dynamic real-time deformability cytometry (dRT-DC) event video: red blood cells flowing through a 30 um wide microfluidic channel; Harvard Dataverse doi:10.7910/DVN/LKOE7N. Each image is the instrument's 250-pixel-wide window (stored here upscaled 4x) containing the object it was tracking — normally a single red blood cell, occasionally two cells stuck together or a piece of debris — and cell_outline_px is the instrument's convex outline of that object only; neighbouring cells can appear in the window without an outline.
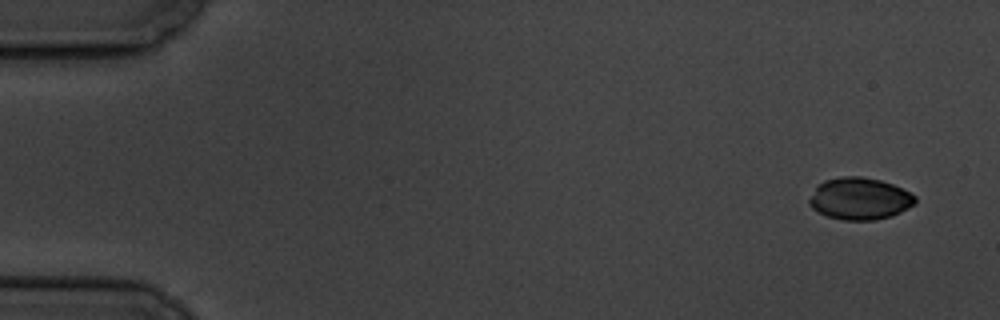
{"species": "common noctule bat (a hibernating species)", "species_latin": "Nyctalus noctula", "temperature_condition": "cold", "stored_images_in_passage": 4, "camera_frame_rate_fps": 3000, "um_per_image_px": 0.085, "animal": {"sex": "male", "body_mass_g": 19.5, "forearm_length_mm": 54.6}, "frame": {"image": 1, "passage_image": 1, "time_ms": 0.0, "image_size_px": [1000, 320], "cell_outline_px": [[916, 204], [892, 216], [872, 220], [844, 220], [828, 216], [812, 208], [808, 204], [808, 200], [816, 184], [824, 180], [840, 176], [860, 176], [880, 180], [892, 184], [916, 196]], "centroid_in_image_um": [73.04, 16.87], "position_along_channel_um": 12.0, "area_um2": 26.01}}
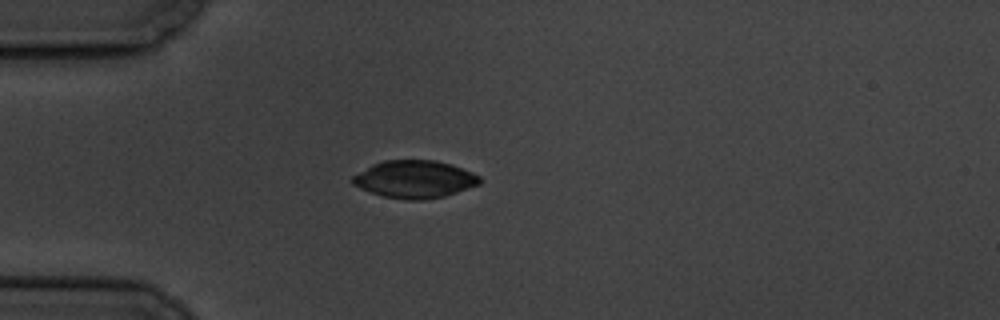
{"frame": {"image": 2, "passage_image": 4, "time_ms": 4.333, "image_size_px": [1000, 320], "cell_outline_px": [[480, 184], [444, 196], [424, 200], [408, 200], [384, 196], [360, 188], [352, 184], [352, 176], [372, 164], [384, 160], [436, 160], [452, 164], [472, 172], [480, 176]], "centroid_in_image_um": [35.25, 15.22], "position_along_channel_um": 49.8, "area_um2": 27.74}}